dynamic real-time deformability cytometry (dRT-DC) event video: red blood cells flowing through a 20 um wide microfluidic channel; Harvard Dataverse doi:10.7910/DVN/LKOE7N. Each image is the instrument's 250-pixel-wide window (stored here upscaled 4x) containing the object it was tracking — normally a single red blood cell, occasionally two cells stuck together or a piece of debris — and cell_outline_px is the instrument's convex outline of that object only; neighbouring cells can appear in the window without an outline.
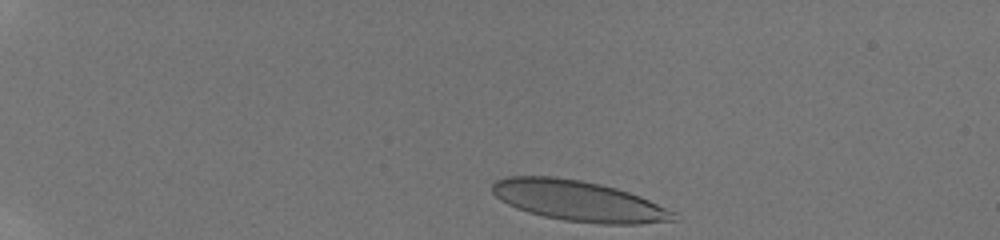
{"species": "human", "species_latin": "Homo sapiens", "temperature_condition": "room temperature", "stored_images_in_passage": 36, "camera_frame_rate_fps": 3000, "um_per_image_px": 0.085, "donor": {"sex": "male"}, "frame": {"image": 1, "passage_image": 1, "time_ms": 0.0, "image_size_px": [1000, 240], "cell_outline_px": [[680, 220], [640, 224], [600, 224], [564, 220], [544, 216], [528, 212], [516, 208], [500, 200], [492, 192], [492, 184], [496, 180], [508, 176], [556, 176], [580, 180], [600, 184], [616, 188], [640, 196], [676, 212]], "centroid_in_image_um": [49.21, 17.08], "position_along_channel_um": 35.8, "area_um2": 43.0}}
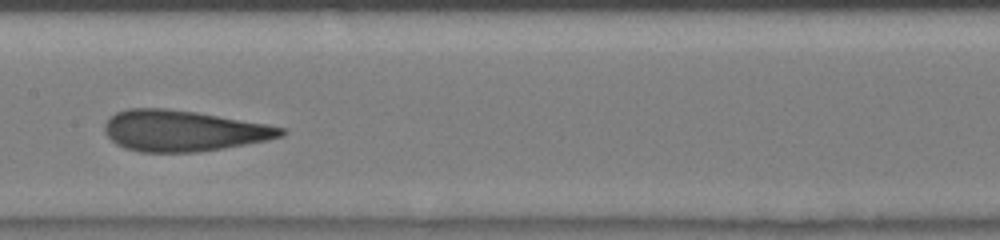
{"frame": {"image": 2, "passage_image": 19, "time_ms": 6.0, "image_size_px": [1000, 240], "cell_outline_px": [[288, 132], [284, 136], [268, 140], [224, 148], [196, 152], [140, 152], [124, 148], [116, 144], [104, 132], [104, 124], [116, 112], [128, 108], [164, 108], [196, 112], [268, 124], [288, 128]], "centroid_in_image_um": [15.62, 11.12], "position_along_channel_um": 191.8, "area_um2": 42.31}}
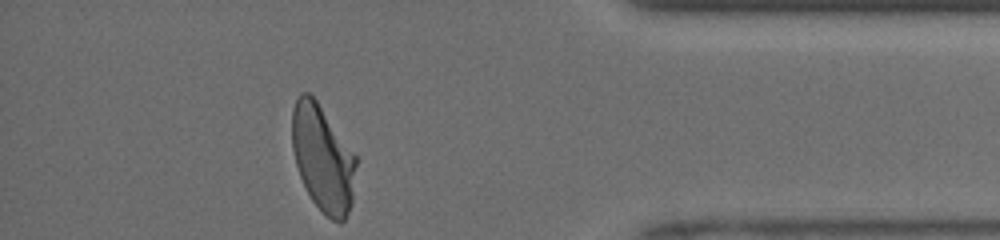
{"frame": {"image": 3, "passage_image": 36, "time_ms": 11.667, "image_size_px": [1000, 240], "cell_outline_px": [[356, 164], [352, 204], [344, 220], [340, 224], [332, 220], [312, 200], [300, 176], [296, 164], [292, 148], [292, 108], [300, 92], [308, 92], [316, 100], [356, 156]], "centroid_in_image_um": [27.43, 13.46], "position_along_channel_um": 407.8, "area_um2": 39.25}, "authors_computed_cell_mechanics": {"area_um2": 42.0206, "velocity_mm_per_s": 4.2219, "shape_relaxation_time_tau1_ms": 6.615, "shape_relaxation_time_tau2_ms": 0.9768, "deformation_change_tau1": 0.2345, "deformation_change_tau2": 0.0941}}